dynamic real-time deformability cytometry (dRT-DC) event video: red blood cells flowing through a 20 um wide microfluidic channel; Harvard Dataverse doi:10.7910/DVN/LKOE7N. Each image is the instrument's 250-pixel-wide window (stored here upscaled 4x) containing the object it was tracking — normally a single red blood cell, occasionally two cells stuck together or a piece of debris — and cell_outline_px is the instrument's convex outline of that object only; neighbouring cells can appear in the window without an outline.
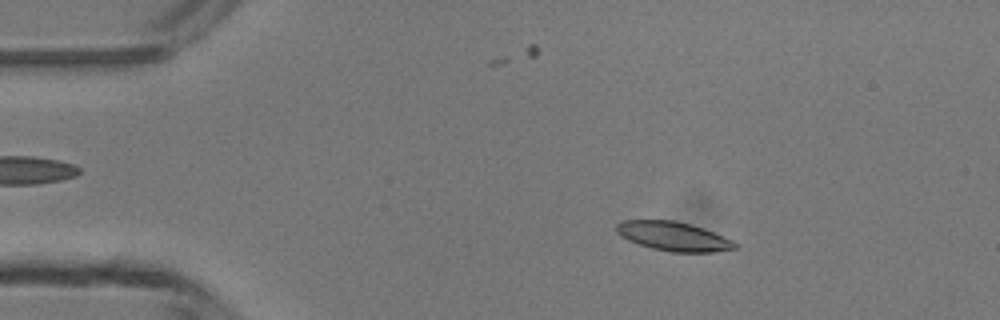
{"species": "common noctule bat (a hibernating species)", "species_latin": "Nyctalus noctula", "temperature_condition": "room temperature", "stored_images_in_passage": 5, "camera_frame_rate_fps": 3000, "um_per_image_px": 0.085, "animal": {"sex": "male", "body_mass_g": 13.3}, "frame": {"image": 1, "passage_image": 2, "time_ms": 1.0, "image_size_px": [1000, 320], "cell_outline_px": [[736, 248], [712, 252], [672, 252], [652, 248], [628, 240], [620, 236], [616, 232], [616, 224], [624, 220], [672, 220], [692, 224], [704, 228], [732, 240], [736, 244]], "centroid_in_image_um": [57.22, 20.08], "position_along_channel_um": 27.8, "area_um2": 20.0}}
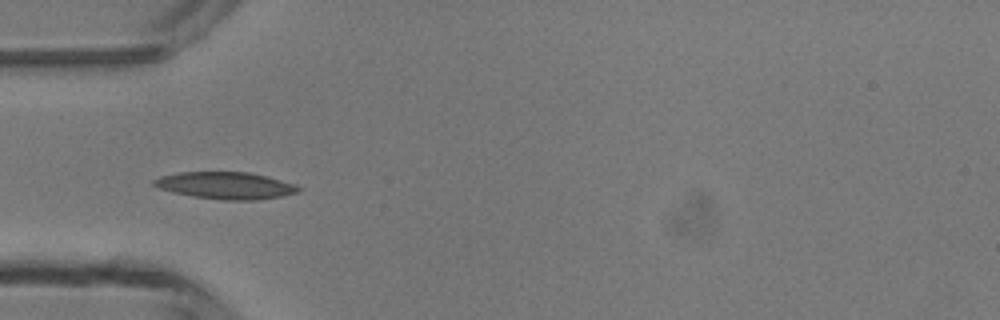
{"frame": {"image": 2, "passage_image": 3, "time_ms": 3.333, "image_size_px": [1000, 320], "cell_outline_px": [[304, 188], [296, 192], [280, 196], [256, 200], [220, 200], [192, 196], [172, 192], [160, 188], [152, 184], [152, 180], [160, 176], [180, 172], [248, 172], [268, 176], [296, 184]], "centroid_in_image_um": [19.19, 15.76], "position_along_channel_um": 65.8, "area_um2": 22.83}}
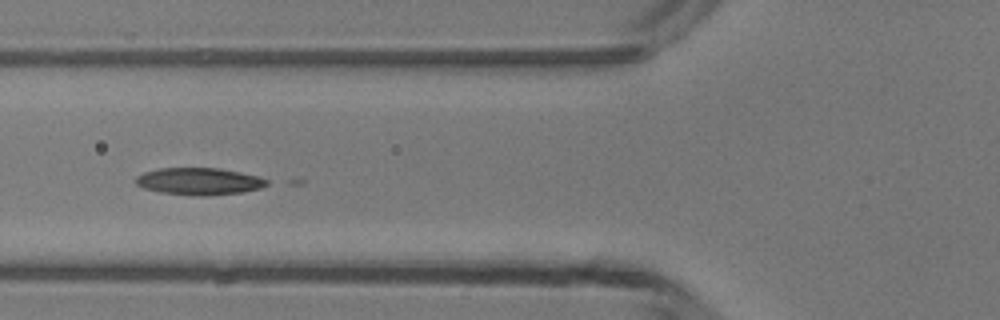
{"frame": {"image": 3, "passage_image": 4, "time_ms": 4.333, "image_size_px": [1000, 320], "cell_outline_px": [[268, 184], [260, 188], [244, 192], [208, 196], [196, 196], [160, 192], [144, 188], [136, 184], [132, 180], [136, 176], [144, 172], [156, 168], [220, 168], [260, 176], [268, 180]], "centroid_in_image_um": [16.91, 15.41], "position_along_channel_um": 108.9, "area_um2": 20.98}}